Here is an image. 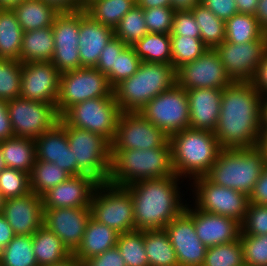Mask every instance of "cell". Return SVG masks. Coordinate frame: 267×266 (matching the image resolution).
<instances>
[{
    "mask_svg": "<svg viewBox=\"0 0 267 266\" xmlns=\"http://www.w3.org/2000/svg\"><path fill=\"white\" fill-rule=\"evenodd\" d=\"M23 0H0V9H13Z\"/></svg>",
    "mask_w": 267,
    "mask_h": 266,
    "instance_id": "obj_65",
    "label": "cell"
},
{
    "mask_svg": "<svg viewBox=\"0 0 267 266\" xmlns=\"http://www.w3.org/2000/svg\"><path fill=\"white\" fill-rule=\"evenodd\" d=\"M5 168H6V164H5L1 149H0V172Z\"/></svg>",
    "mask_w": 267,
    "mask_h": 266,
    "instance_id": "obj_68",
    "label": "cell"
},
{
    "mask_svg": "<svg viewBox=\"0 0 267 266\" xmlns=\"http://www.w3.org/2000/svg\"><path fill=\"white\" fill-rule=\"evenodd\" d=\"M202 266H245L239 238L230 243L207 247Z\"/></svg>",
    "mask_w": 267,
    "mask_h": 266,
    "instance_id": "obj_43",
    "label": "cell"
},
{
    "mask_svg": "<svg viewBox=\"0 0 267 266\" xmlns=\"http://www.w3.org/2000/svg\"><path fill=\"white\" fill-rule=\"evenodd\" d=\"M120 113L115 97H99L71 106L59 120L71 127L97 133L111 143Z\"/></svg>",
    "mask_w": 267,
    "mask_h": 266,
    "instance_id": "obj_10",
    "label": "cell"
},
{
    "mask_svg": "<svg viewBox=\"0 0 267 266\" xmlns=\"http://www.w3.org/2000/svg\"><path fill=\"white\" fill-rule=\"evenodd\" d=\"M126 46L127 45L121 39L114 36L102 50L95 68L107 76L115 67L116 56L119 55Z\"/></svg>",
    "mask_w": 267,
    "mask_h": 266,
    "instance_id": "obj_51",
    "label": "cell"
},
{
    "mask_svg": "<svg viewBox=\"0 0 267 266\" xmlns=\"http://www.w3.org/2000/svg\"><path fill=\"white\" fill-rule=\"evenodd\" d=\"M266 33L253 14L237 13L225 22V41L233 44L258 41Z\"/></svg>",
    "mask_w": 267,
    "mask_h": 266,
    "instance_id": "obj_37",
    "label": "cell"
},
{
    "mask_svg": "<svg viewBox=\"0 0 267 266\" xmlns=\"http://www.w3.org/2000/svg\"><path fill=\"white\" fill-rule=\"evenodd\" d=\"M99 97H115L108 78L96 68L82 67L60 75L56 110L61 117L71 106Z\"/></svg>",
    "mask_w": 267,
    "mask_h": 266,
    "instance_id": "obj_9",
    "label": "cell"
},
{
    "mask_svg": "<svg viewBox=\"0 0 267 266\" xmlns=\"http://www.w3.org/2000/svg\"><path fill=\"white\" fill-rule=\"evenodd\" d=\"M194 221L197 237L206 247L233 242L239 238L241 225L235 219L206 211L197 207L184 210Z\"/></svg>",
    "mask_w": 267,
    "mask_h": 266,
    "instance_id": "obj_23",
    "label": "cell"
},
{
    "mask_svg": "<svg viewBox=\"0 0 267 266\" xmlns=\"http://www.w3.org/2000/svg\"><path fill=\"white\" fill-rule=\"evenodd\" d=\"M169 137L139 112H121L111 150L152 149L162 147Z\"/></svg>",
    "mask_w": 267,
    "mask_h": 266,
    "instance_id": "obj_14",
    "label": "cell"
},
{
    "mask_svg": "<svg viewBox=\"0 0 267 266\" xmlns=\"http://www.w3.org/2000/svg\"><path fill=\"white\" fill-rule=\"evenodd\" d=\"M174 11L192 10L201 0H170Z\"/></svg>",
    "mask_w": 267,
    "mask_h": 266,
    "instance_id": "obj_60",
    "label": "cell"
},
{
    "mask_svg": "<svg viewBox=\"0 0 267 266\" xmlns=\"http://www.w3.org/2000/svg\"><path fill=\"white\" fill-rule=\"evenodd\" d=\"M90 218V208L44 209L43 226L55 233L73 254L81 243Z\"/></svg>",
    "mask_w": 267,
    "mask_h": 266,
    "instance_id": "obj_20",
    "label": "cell"
},
{
    "mask_svg": "<svg viewBox=\"0 0 267 266\" xmlns=\"http://www.w3.org/2000/svg\"><path fill=\"white\" fill-rule=\"evenodd\" d=\"M98 184L88 175L71 176L41 196L43 208H90Z\"/></svg>",
    "mask_w": 267,
    "mask_h": 266,
    "instance_id": "obj_21",
    "label": "cell"
},
{
    "mask_svg": "<svg viewBox=\"0 0 267 266\" xmlns=\"http://www.w3.org/2000/svg\"><path fill=\"white\" fill-rule=\"evenodd\" d=\"M262 128H267V96L263 97L262 103Z\"/></svg>",
    "mask_w": 267,
    "mask_h": 266,
    "instance_id": "obj_66",
    "label": "cell"
},
{
    "mask_svg": "<svg viewBox=\"0 0 267 266\" xmlns=\"http://www.w3.org/2000/svg\"><path fill=\"white\" fill-rule=\"evenodd\" d=\"M136 5L143 9H149L153 7L171 6V2L170 0H136Z\"/></svg>",
    "mask_w": 267,
    "mask_h": 266,
    "instance_id": "obj_62",
    "label": "cell"
},
{
    "mask_svg": "<svg viewBox=\"0 0 267 266\" xmlns=\"http://www.w3.org/2000/svg\"><path fill=\"white\" fill-rule=\"evenodd\" d=\"M60 75L59 70L50 61L22 63L20 96L56 107Z\"/></svg>",
    "mask_w": 267,
    "mask_h": 266,
    "instance_id": "obj_18",
    "label": "cell"
},
{
    "mask_svg": "<svg viewBox=\"0 0 267 266\" xmlns=\"http://www.w3.org/2000/svg\"><path fill=\"white\" fill-rule=\"evenodd\" d=\"M175 84L176 70L171 64L141 61L137 72L119 83L113 93L121 112H139Z\"/></svg>",
    "mask_w": 267,
    "mask_h": 266,
    "instance_id": "obj_6",
    "label": "cell"
},
{
    "mask_svg": "<svg viewBox=\"0 0 267 266\" xmlns=\"http://www.w3.org/2000/svg\"><path fill=\"white\" fill-rule=\"evenodd\" d=\"M15 237L12 227L7 220L0 214V251Z\"/></svg>",
    "mask_w": 267,
    "mask_h": 266,
    "instance_id": "obj_57",
    "label": "cell"
},
{
    "mask_svg": "<svg viewBox=\"0 0 267 266\" xmlns=\"http://www.w3.org/2000/svg\"><path fill=\"white\" fill-rule=\"evenodd\" d=\"M177 84L184 90L195 88L224 89L233 81L215 49L206 50L198 59L176 70Z\"/></svg>",
    "mask_w": 267,
    "mask_h": 266,
    "instance_id": "obj_15",
    "label": "cell"
},
{
    "mask_svg": "<svg viewBox=\"0 0 267 266\" xmlns=\"http://www.w3.org/2000/svg\"><path fill=\"white\" fill-rule=\"evenodd\" d=\"M69 177H71V175L55 163L35 160L30 173L31 192L42 196L49 189L63 183Z\"/></svg>",
    "mask_w": 267,
    "mask_h": 266,
    "instance_id": "obj_38",
    "label": "cell"
},
{
    "mask_svg": "<svg viewBox=\"0 0 267 266\" xmlns=\"http://www.w3.org/2000/svg\"><path fill=\"white\" fill-rule=\"evenodd\" d=\"M33 251L38 266H50L60 263L72 254L62 240L53 232L42 226L34 234Z\"/></svg>",
    "mask_w": 267,
    "mask_h": 266,
    "instance_id": "obj_29",
    "label": "cell"
},
{
    "mask_svg": "<svg viewBox=\"0 0 267 266\" xmlns=\"http://www.w3.org/2000/svg\"><path fill=\"white\" fill-rule=\"evenodd\" d=\"M169 140L159 148L111 150L108 183L126 187L143 179L173 176Z\"/></svg>",
    "mask_w": 267,
    "mask_h": 266,
    "instance_id": "obj_3",
    "label": "cell"
},
{
    "mask_svg": "<svg viewBox=\"0 0 267 266\" xmlns=\"http://www.w3.org/2000/svg\"><path fill=\"white\" fill-rule=\"evenodd\" d=\"M147 30L150 33L170 34L175 11L171 6L143 9Z\"/></svg>",
    "mask_w": 267,
    "mask_h": 266,
    "instance_id": "obj_49",
    "label": "cell"
},
{
    "mask_svg": "<svg viewBox=\"0 0 267 266\" xmlns=\"http://www.w3.org/2000/svg\"><path fill=\"white\" fill-rule=\"evenodd\" d=\"M267 164L259 145L243 149H222L205 177L214 184L250 195Z\"/></svg>",
    "mask_w": 267,
    "mask_h": 266,
    "instance_id": "obj_5",
    "label": "cell"
},
{
    "mask_svg": "<svg viewBox=\"0 0 267 266\" xmlns=\"http://www.w3.org/2000/svg\"><path fill=\"white\" fill-rule=\"evenodd\" d=\"M201 3L225 22L238 13L235 0H201Z\"/></svg>",
    "mask_w": 267,
    "mask_h": 266,
    "instance_id": "obj_52",
    "label": "cell"
},
{
    "mask_svg": "<svg viewBox=\"0 0 267 266\" xmlns=\"http://www.w3.org/2000/svg\"><path fill=\"white\" fill-rule=\"evenodd\" d=\"M0 192L5 199L25 196L31 192L30 174L6 167L0 172Z\"/></svg>",
    "mask_w": 267,
    "mask_h": 266,
    "instance_id": "obj_45",
    "label": "cell"
},
{
    "mask_svg": "<svg viewBox=\"0 0 267 266\" xmlns=\"http://www.w3.org/2000/svg\"><path fill=\"white\" fill-rule=\"evenodd\" d=\"M114 37V30L92 20L79 10V57L82 67L95 68L102 50Z\"/></svg>",
    "mask_w": 267,
    "mask_h": 266,
    "instance_id": "obj_26",
    "label": "cell"
},
{
    "mask_svg": "<svg viewBox=\"0 0 267 266\" xmlns=\"http://www.w3.org/2000/svg\"><path fill=\"white\" fill-rule=\"evenodd\" d=\"M5 204V198L0 192V214L2 213L3 206Z\"/></svg>",
    "mask_w": 267,
    "mask_h": 266,
    "instance_id": "obj_69",
    "label": "cell"
},
{
    "mask_svg": "<svg viewBox=\"0 0 267 266\" xmlns=\"http://www.w3.org/2000/svg\"><path fill=\"white\" fill-rule=\"evenodd\" d=\"M170 35L200 38V30L191 10L175 11Z\"/></svg>",
    "mask_w": 267,
    "mask_h": 266,
    "instance_id": "obj_50",
    "label": "cell"
},
{
    "mask_svg": "<svg viewBox=\"0 0 267 266\" xmlns=\"http://www.w3.org/2000/svg\"><path fill=\"white\" fill-rule=\"evenodd\" d=\"M251 84L262 97L267 96V51L257 67Z\"/></svg>",
    "mask_w": 267,
    "mask_h": 266,
    "instance_id": "obj_54",
    "label": "cell"
},
{
    "mask_svg": "<svg viewBox=\"0 0 267 266\" xmlns=\"http://www.w3.org/2000/svg\"><path fill=\"white\" fill-rule=\"evenodd\" d=\"M51 7H53L57 12H72V0H41Z\"/></svg>",
    "mask_w": 267,
    "mask_h": 266,
    "instance_id": "obj_61",
    "label": "cell"
},
{
    "mask_svg": "<svg viewBox=\"0 0 267 266\" xmlns=\"http://www.w3.org/2000/svg\"><path fill=\"white\" fill-rule=\"evenodd\" d=\"M169 143L172 167L180 178L205 176L222 150L214 133L192 128L169 136Z\"/></svg>",
    "mask_w": 267,
    "mask_h": 266,
    "instance_id": "obj_4",
    "label": "cell"
},
{
    "mask_svg": "<svg viewBox=\"0 0 267 266\" xmlns=\"http://www.w3.org/2000/svg\"><path fill=\"white\" fill-rule=\"evenodd\" d=\"M14 137L7 111V101L0 99V142Z\"/></svg>",
    "mask_w": 267,
    "mask_h": 266,
    "instance_id": "obj_56",
    "label": "cell"
},
{
    "mask_svg": "<svg viewBox=\"0 0 267 266\" xmlns=\"http://www.w3.org/2000/svg\"><path fill=\"white\" fill-rule=\"evenodd\" d=\"M147 33L143 8L137 5L123 16L114 29V36L121 39L128 46L134 45Z\"/></svg>",
    "mask_w": 267,
    "mask_h": 266,
    "instance_id": "obj_41",
    "label": "cell"
},
{
    "mask_svg": "<svg viewBox=\"0 0 267 266\" xmlns=\"http://www.w3.org/2000/svg\"><path fill=\"white\" fill-rule=\"evenodd\" d=\"M136 5V0H96L84 11L94 21L115 29L123 16Z\"/></svg>",
    "mask_w": 267,
    "mask_h": 266,
    "instance_id": "obj_34",
    "label": "cell"
},
{
    "mask_svg": "<svg viewBox=\"0 0 267 266\" xmlns=\"http://www.w3.org/2000/svg\"><path fill=\"white\" fill-rule=\"evenodd\" d=\"M238 13L255 14L259 0H235Z\"/></svg>",
    "mask_w": 267,
    "mask_h": 266,
    "instance_id": "obj_59",
    "label": "cell"
},
{
    "mask_svg": "<svg viewBox=\"0 0 267 266\" xmlns=\"http://www.w3.org/2000/svg\"><path fill=\"white\" fill-rule=\"evenodd\" d=\"M180 177L166 176L143 179L126 188L130 191L136 230H161L180 215L186 205L180 198L178 181Z\"/></svg>",
    "mask_w": 267,
    "mask_h": 266,
    "instance_id": "obj_2",
    "label": "cell"
},
{
    "mask_svg": "<svg viewBox=\"0 0 267 266\" xmlns=\"http://www.w3.org/2000/svg\"><path fill=\"white\" fill-rule=\"evenodd\" d=\"M118 236L119 233L114 229L97 222L91 217L87 223L81 243L72 255L84 262L115 247Z\"/></svg>",
    "mask_w": 267,
    "mask_h": 266,
    "instance_id": "obj_27",
    "label": "cell"
},
{
    "mask_svg": "<svg viewBox=\"0 0 267 266\" xmlns=\"http://www.w3.org/2000/svg\"><path fill=\"white\" fill-rule=\"evenodd\" d=\"M1 214L15 235H32L43 226L42 197L30 192L22 197L5 199Z\"/></svg>",
    "mask_w": 267,
    "mask_h": 266,
    "instance_id": "obj_22",
    "label": "cell"
},
{
    "mask_svg": "<svg viewBox=\"0 0 267 266\" xmlns=\"http://www.w3.org/2000/svg\"><path fill=\"white\" fill-rule=\"evenodd\" d=\"M84 266H126L117 246L83 262Z\"/></svg>",
    "mask_w": 267,
    "mask_h": 266,
    "instance_id": "obj_53",
    "label": "cell"
},
{
    "mask_svg": "<svg viewBox=\"0 0 267 266\" xmlns=\"http://www.w3.org/2000/svg\"><path fill=\"white\" fill-rule=\"evenodd\" d=\"M23 30L12 9H0V59L19 61Z\"/></svg>",
    "mask_w": 267,
    "mask_h": 266,
    "instance_id": "obj_33",
    "label": "cell"
},
{
    "mask_svg": "<svg viewBox=\"0 0 267 266\" xmlns=\"http://www.w3.org/2000/svg\"><path fill=\"white\" fill-rule=\"evenodd\" d=\"M199 26L200 38L208 49H216L225 41V21L218 18L202 3L197 4L192 10Z\"/></svg>",
    "mask_w": 267,
    "mask_h": 266,
    "instance_id": "obj_36",
    "label": "cell"
},
{
    "mask_svg": "<svg viewBox=\"0 0 267 266\" xmlns=\"http://www.w3.org/2000/svg\"><path fill=\"white\" fill-rule=\"evenodd\" d=\"M0 149L7 168L31 173L36 160L35 140L14 136L1 141Z\"/></svg>",
    "mask_w": 267,
    "mask_h": 266,
    "instance_id": "obj_30",
    "label": "cell"
},
{
    "mask_svg": "<svg viewBox=\"0 0 267 266\" xmlns=\"http://www.w3.org/2000/svg\"><path fill=\"white\" fill-rule=\"evenodd\" d=\"M116 246L126 266H149L144 249V231L134 230L119 234Z\"/></svg>",
    "mask_w": 267,
    "mask_h": 266,
    "instance_id": "obj_40",
    "label": "cell"
},
{
    "mask_svg": "<svg viewBox=\"0 0 267 266\" xmlns=\"http://www.w3.org/2000/svg\"><path fill=\"white\" fill-rule=\"evenodd\" d=\"M194 180L195 207L202 211L227 216L240 224L244 221L249 206V196L232 188L222 187L205 176Z\"/></svg>",
    "mask_w": 267,
    "mask_h": 266,
    "instance_id": "obj_13",
    "label": "cell"
},
{
    "mask_svg": "<svg viewBox=\"0 0 267 266\" xmlns=\"http://www.w3.org/2000/svg\"><path fill=\"white\" fill-rule=\"evenodd\" d=\"M249 202L267 205V164L256 182L253 191L249 195Z\"/></svg>",
    "mask_w": 267,
    "mask_h": 266,
    "instance_id": "obj_55",
    "label": "cell"
},
{
    "mask_svg": "<svg viewBox=\"0 0 267 266\" xmlns=\"http://www.w3.org/2000/svg\"><path fill=\"white\" fill-rule=\"evenodd\" d=\"M36 160L55 163L71 176L85 175L74 163L66 135V124L60 120L35 140Z\"/></svg>",
    "mask_w": 267,
    "mask_h": 266,
    "instance_id": "obj_24",
    "label": "cell"
},
{
    "mask_svg": "<svg viewBox=\"0 0 267 266\" xmlns=\"http://www.w3.org/2000/svg\"><path fill=\"white\" fill-rule=\"evenodd\" d=\"M91 0H72V12L77 10H84Z\"/></svg>",
    "mask_w": 267,
    "mask_h": 266,
    "instance_id": "obj_64",
    "label": "cell"
},
{
    "mask_svg": "<svg viewBox=\"0 0 267 266\" xmlns=\"http://www.w3.org/2000/svg\"><path fill=\"white\" fill-rule=\"evenodd\" d=\"M12 10L23 32L52 26L59 13L41 0H23Z\"/></svg>",
    "mask_w": 267,
    "mask_h": 266,
    "instance_id": "obj_31",
    "label": "cell"
},
{
    "mask_svg": "<svg viewBox=\"0 0 267 266\" xmlns=\"http://www.w3.org/2000/svg\"><path fill=\"white\" fill-rule=\"evenodd\" d=\"M141 63V59L136 54L132 46H126L119 55L116 56L115 67L107 75L111 87L114 89L123 80L134 75Z\"/></svg>",
    "mask_w": 267,
    "mask_h": 266,
    "instance_id": "obj_46",
    "label": "cell"
},
{
    "mask_svg": "<svg viewBox=\"0 0 267 266\" xmlns=\"http://www.w3.org/2000/svg\"><path fill=\"white\" fill-rule=\"evenodd\" d=\"M52 26L23 32L19 56L21 63L49 62L54 54Z\"/></svg>",
    "mask_w": 267,
    "mask_h": 266,
    "instance_id": "obj_28",
    "label": "cell"
},
{
    "mask_svg": "<svg viewBox=\"0 0 267 266\" xmlns=\"http://www.w3.org/2000/svg\"><path fill=\"white\" fill-rule=\"evenodd\" d=\"M50 266H84V264L79 259L71 255L64 261L57 263V264L50 265Z\"/></svg>",
    "mask_w": 267,
    "mask_h": 266,
    "instance_id": "obj_63",
    "label": "cell"
},
{
    "mask_svg": "<svg viewBox=\"0 0 267 266\" xmlns=\"http://www.w3.org/2000/svg\"><path fill=\"white\" fill-rule=\"evenodd\" d=\"M144 249L149 266H179L176 252L164 229L145 230Z\"/></svg>",
    "mask_w": 267,
    "mask_h": 266,
    "instance_id": "obj_32",
    "label": "cell"
},
{
    "mask_svg": "<svg viewBox=\"0 0 267 266\" xmlns=\"http://www.w3.org/2000/svg\"><path fill=\"white\" fill-rule=\"evenodd\" d=\"M173 246L179 266H202L207 247L197 237L193 219L183 211L164 228Z\"/></svg>",
    "mask_w": 267,
    "mask_h": 266,
    "instance_id": "obj_19",
    "label": "cell"
},
{
    "mask_svg": "<svg viewBox=\"0 0 267 266\" xmlns=\"http://www.w3.org/2000/svg\"><path fill=\"white\" fill-rule=\"evenodd\" d=\"M90 210L93 219L119 234L136 230L133 201L126 187L99 183L93 193Z\"/></svg>",
    "mask_w": 267,
    "mask_h": 266,
    "instance_id": "obj_8",
    "label": "cell"
},
{
    "mask_svg": "<svg viewBox=\"0 0 267 266\" xmlns=\"http://www.w3.org/2000/svg\"><path fill=\"white\" fill-rule=\"evenodd\" d=\"M139 113L168 137L189 128L190 112L186 90L175 84L150 100Z\"/></svg>",
    "mask_w": 267,
    "mask_h": 266,
    "instance_id": "obj_11",
    "label": "cell"
},
{
    "mask_svg": "<svg viewBox=\"0 0 267 266\" xmlns=\"http://www.w3.org/2000/svg\"><path fill=\"white\" fill-rule=\"evenodd\" d=\"M240 234H267V205L249 203Z\"/></svg>",
    "mask_w": 267,
    "mask_h": 266,
    "instance_id": "obj_48",
    "label": "cell"
},
{
    "mask_svg": "<svg viewBox=\"0 0 267 266\" xmlns=\"http://www.w3.org/2000/svg\"><path fill=\"white\" fill-rule=\"evenodd\" d=\"M7 111L15 137L36 140L59 122L56 107L21 96L7 101Z\"/></svg>",
    "mask_w": 267,
    "mask_h": 266,
    "instance_id": "obj_12",
    "label": "cell"
},
{
    "mask_svg": "<svg viewBox=\"0 0 267 266\" xmlns=\"http://www.w3.org/2000/svg\"><path fill=\"white\" fill-rule=\"evenodd\" d=\"M22 63L13 59H0V99L13 100L21 92Z\"/></svg>",
    "mask_w": 267,
    "mask_h": 266,
    "instance_id": "obj_44",
    "label": "cell"
},
{
    "mask_svg": "<svg viewBox=\"0 0 267 266\" xmlns=\"http://www.w3.org/2000/svg\"><path fill=\"white\" fill-rule=\"evenodd\" d=\"M245 266H267V234H240Z\"/></svg>",
    "mask_w": 267,
    "mask_h": 266,
    "instance_id": "obj_47",
    "label": "cell"
},
{
    "mask_svg": "<svg viewBox=\"0 0 267 266\" xmlns=\"http://www.w3.org/2000/svg\"><path fill=\"white\" fill-rule=\"evenodd\" d=\"M189 128L214 133L220 114L222 89L195 88L186 91Z\"/></svg>",
    "mask_w": 267,
    "mask_h": 266,
    "instance_id": "obj_25",
    "label": "cell"
},
{
    "mask_svg": "<svg viewBox=\"0 0 267 266\" xmlns=\"http://www.w3.org/2000/svg\"><path fill=\"white\" fill-rule=\"evenodd\" d=\"M55 50L50 62L62 74L81 68L79 57V10L58 13L52 25Z\"/></svg>",
    "mask_w": 267,
    "mask_h": 266,
    "instance_id": "obj_17",
    "label": "cell"
},
{
    "mask_svg": "<svg viewBox=\"0 0 267 266\" xmlns=\"http://www.w3.org/2000/svg\"><path fill=\"white\" fill-rule=\"evenodd\" d=\"M132 47L141 61L171 64L170 34L148 32Z\"/></svg>",
    "mask_w": 267,
    "mask_h": 266,
    "instance_id": "obj_35",
    "label": "cell"
},
{
    "mask_svg": "<svg viewBox=\"0 0 267 266\" xmlns=\"http://www.w3.org/2000/svg\"><path fill=\"white\" fill-rule=\"evenodd\" d=\"M263 97L251 82H233L221 95L220 114L214 135L222 149H243L262 140Z\"/></svg>",
    "mask_w": 267,
    "mask_h": 266,
    "instance_id": "obj_1",
    "label": "cell"
},
{
    "mask_svg": "<svg viewBox=\"0 0 267 266\" xmlns=\"http://www.w3.org/2000/svg\"><path fill=\"white\" fill-rule=\"evenodd\" d=\"M171 65L175 70L183 64L198 59L208 48L201 38L181 35H170Z\"/></svg>",
    "mask_w": 267,
    "mask_h": 266,
    "instance_id": "obj_42",
    "label": "cell"
},
{
    "mask_svg": "<svg viewBox=\"0 0 267 266\" xmlns=\"http://www.w3.org/2000/svg\"><path fill=\"white\" fill-rule=\"evenodd\" d=\"M254 16L261 29L267 34V0H259Z\"/></svg>",
    "mask_w": 267,
    "mask_h": 266,
    "instance_id": "obj_58",
    "label": "cell"
},
{
    "mask_svg": "<svg viewBox=\"0 0 267 266\" xmlns=\"http://www.w3.org/2000/svg\"><path fill=\"white\" fill-rule=\"evenodd\" d=\"M0 266H38L32 235H15L0 251Z\"/></svg>",
    "mask_w": 267,
    "mask_h": 266,
    "instance_id": "obj_39",
    "label": "cell"
},
{
    "mask_svg": "<svg viewBox=\"0 0 267 266\" xmlns=\"http://www.w3.org/2000/svg\"><path fill=\"white\" fill-rule=\"evenodd\" d=\"M215 50L233 82H251L267 51V34L258 41L243 44L224 41Z\"/></svg>",
    "mask_w": 267,
    "mask_h": 266,
    "instance_id": "obj_16",
    "label": "cell"
},
{
    "mask_svg": "<svg viewBox=\"0 0 267 266\" xmlns=\"http://www.w3.org/2000/svg\"><path fill=\"white\" fill-rule=\"evenodd\" d=\"M260 146L264 149V152L267 156V128H262V140Z\"/></svg>",
    "mask_w": 267,
    "mask_h": 266,
    "instance_id": "obj_67",
    "label": "cell"
},
{
    "mask_svg": "<svg viewBox=\"0 0 267 266\" xmlns=\"http://www.w3.org/2000/svg\"><path fill=\"white\" fill-rule=\"evenodd\" d=\"M66 135L78 168L99 183H106L111 169V143L97 133L69 124Z\"/></svg>",
    "mask_w": 267,
    "mask_h": 266,
    "instance_id": "obj_7",
    "label": "cell"
}]
</instances>
